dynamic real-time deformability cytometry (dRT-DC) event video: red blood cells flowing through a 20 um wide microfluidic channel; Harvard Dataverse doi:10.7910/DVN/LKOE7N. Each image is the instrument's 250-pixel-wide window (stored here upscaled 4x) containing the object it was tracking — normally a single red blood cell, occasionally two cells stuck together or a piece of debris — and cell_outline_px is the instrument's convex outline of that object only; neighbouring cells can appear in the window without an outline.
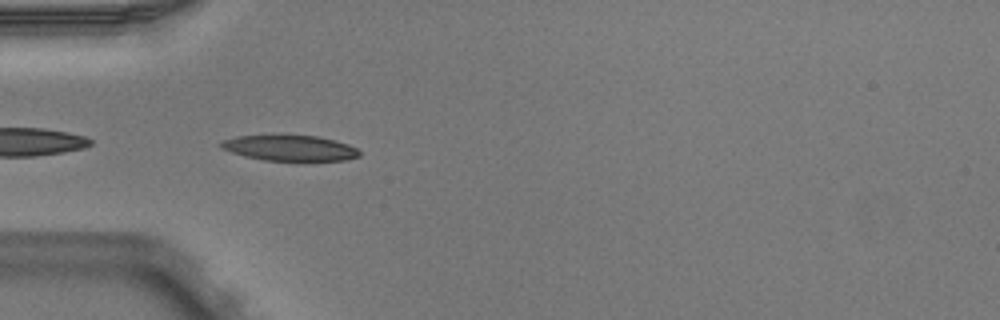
{"species": "Egyptian fruit bat (a non-hibernating species)", "species_latin": "Rousettus aegyptiacus", "temperature_condition": "warm", "stored_images_in_passage": 6, "camera_frame_rate_fps": 3000, "um_per_image_px": 0.085, "animal": {"sex": "male"}, "frame": {"image": 1, "passage_image": 4, "time_ms": 1.0, "image_size_px": [1000, 320], "cell_outline_px": [[360, 156], [348, 160], [264, 160], [244, 156], [220, 148], [216, 144], [224, 140], [236, 136], [316, 136], [348, 144], [356, 148], [360, 152]], "centroid_in_image_um": [24.61, 12.59], "position_along_channel_um": 60.4, "area_um2": 20.29}}
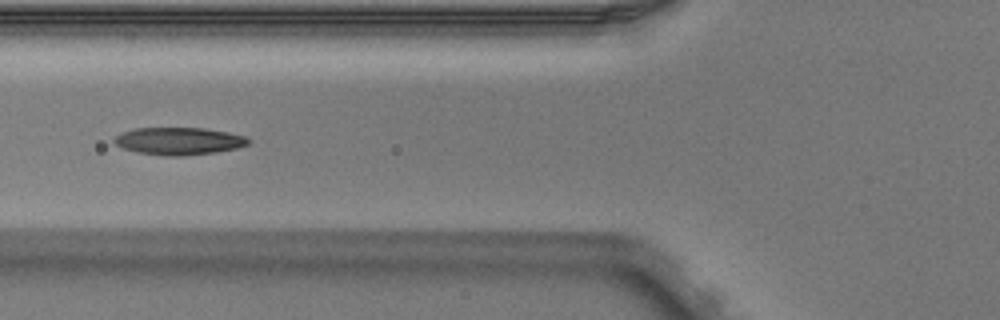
{"frame": {"image": 2, "passage_image": 5, "time_ms": 1.333, "image_size_px": [1000, 320], "cell_outline_px": [[252, 140], [248, 144], [236, 148], [216, 152], [180, 156], [168, 156], [140, 152], [124, 148], [116, 144], [112, 140], [116, 136], [124, 132], [136, 128], [204, 128], [228, 132], [248, 136]], "centroid_in_image_um": [15.27, 11.98], "position_along_channel_um": 110.5, "area_um2": 21.27}}
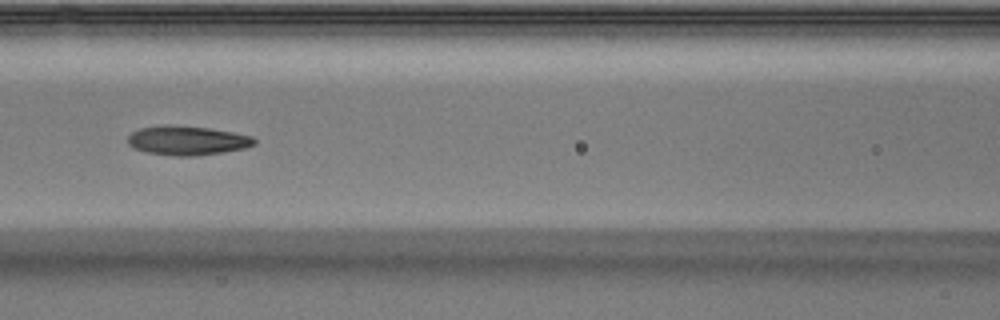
{"frame": {"image": 3, "passage_image": 6, "time_ms": 1.667, "image_size_px": [1000, 320], "cell_outline_px": [[256, 144], [244, 148], [224, 152], [196, 156], [172, 156], [148, 152], [136, 148], [128, 144], [128, 136], [132, 132], [140, 128], [168, 124], [208, 128], [232, 132], [252, 136], [256, 140]], "centroid_in_image_um": [15.93, 11.94], "position_along_channel_um": 150.7, "area_um2": 21.5}}